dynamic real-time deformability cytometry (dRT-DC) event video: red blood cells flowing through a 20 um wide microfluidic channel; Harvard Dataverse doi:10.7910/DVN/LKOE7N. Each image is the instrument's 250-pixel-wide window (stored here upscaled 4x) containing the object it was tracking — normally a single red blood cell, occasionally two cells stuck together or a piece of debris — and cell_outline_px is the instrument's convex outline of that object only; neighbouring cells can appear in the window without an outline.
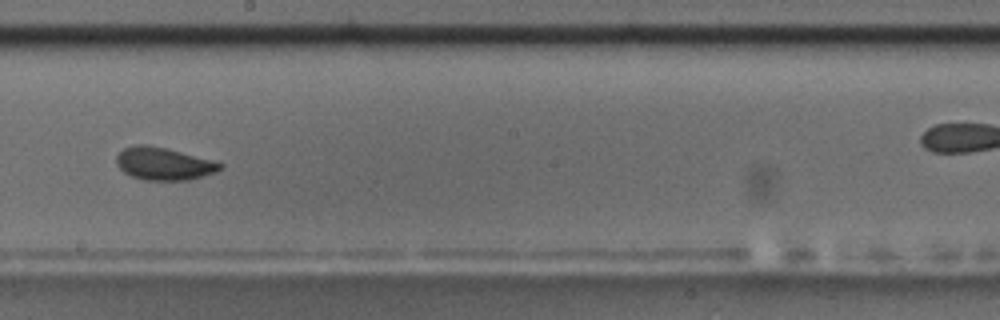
{"species": "common noctule bat (a hibernating species)", "species_latin": "Nyctalus noctula", "temperature_condition": "room temperature", "stored_images_in_passage": 10, "camera_frame_rate_fps": 3000, "um_per_image_px": 0.085, "animal": {"sex": "male", "body_mass_g": 17.5, "forearm_length_mm": 52.3}, "frame": {"image": 1, "passage_image": 9, "time_ms": 9.333, "image_size_px": [1000, 320], "cell_outline_px": [[224, 164], [216, 172], [204, 176], [188, 180], [144, 180], [132, 176], [124, 172], [116, 164], [116, 156], [124, 148], [136, 144], [144, 144], [164, 148], [180, 152]], "centroid_in_image_um": [13.87, 13.93], "position_along_channel_um": 234.3, "area_um2": 19.36}}